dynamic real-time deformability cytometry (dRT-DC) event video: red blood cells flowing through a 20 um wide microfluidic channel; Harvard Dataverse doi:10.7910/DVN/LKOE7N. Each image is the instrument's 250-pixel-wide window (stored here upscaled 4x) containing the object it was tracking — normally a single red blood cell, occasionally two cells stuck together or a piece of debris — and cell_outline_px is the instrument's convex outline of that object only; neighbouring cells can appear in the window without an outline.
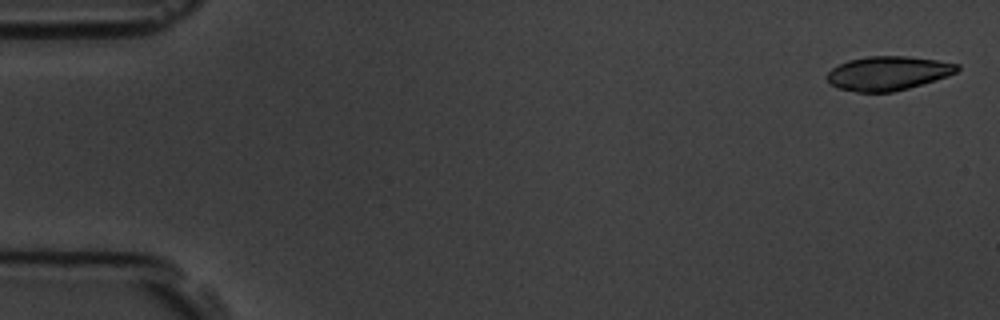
{"species": "common noctule bat (a hibernating species)", "species_latin": "Nyctalus noctula", "temperature_condition": "room temperature", "stored_images_in_passage": 5, "camera_frame_rate_fps": 3000, "um_per_image_px": 0.085, "animal": {"sex": "male", "body_mass_g": 19.5, "forearm_length_mm": 54.6}, "frame": {"image": 1, "passage_image": 1, "time_ms": 0.0, "image_size_px": [1000, 320], "cell_outline_px": [[960, 68], [956, 72], [948, 76], [908, 88], [892, 92], [856, 92], [836, 88], [828, 84], [824, 76], [832, 68], [848, 60], [868, 56], [908, 56], [936, 60], [960, 64]], "centroid_in_image_um": [75.43, 6.23], "position_along_channel_um": 9.6, "area_um2": 26.01}}
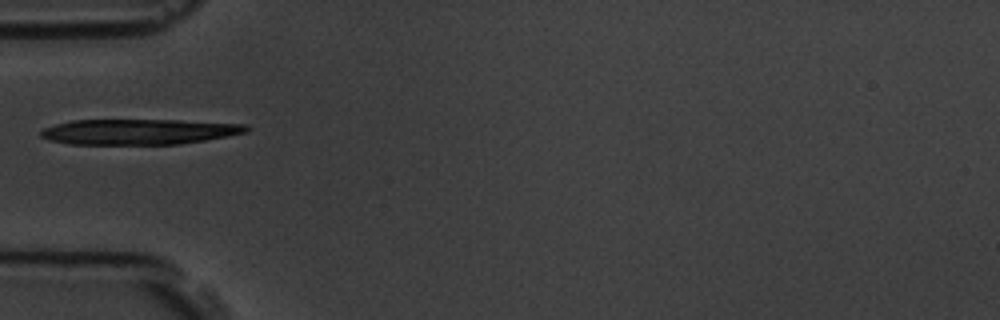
{"frame": {"image": 2, "passage_image": 5, "time_ms": 5.333, "image_size_px": [1000, 320], "cell_outline_px": [[252, 128], [248, 132], [228, 136], [180, 144], [72, 144], [48, 140], [40, 136], [40, 132], [44, 128], [56, 124], [72, 120], [180, 120], [248, 124]], "centroid_in_image_um": [11.86, 11.19], "position_along_channel_um": 73.1, "area_um2": 30.63}}